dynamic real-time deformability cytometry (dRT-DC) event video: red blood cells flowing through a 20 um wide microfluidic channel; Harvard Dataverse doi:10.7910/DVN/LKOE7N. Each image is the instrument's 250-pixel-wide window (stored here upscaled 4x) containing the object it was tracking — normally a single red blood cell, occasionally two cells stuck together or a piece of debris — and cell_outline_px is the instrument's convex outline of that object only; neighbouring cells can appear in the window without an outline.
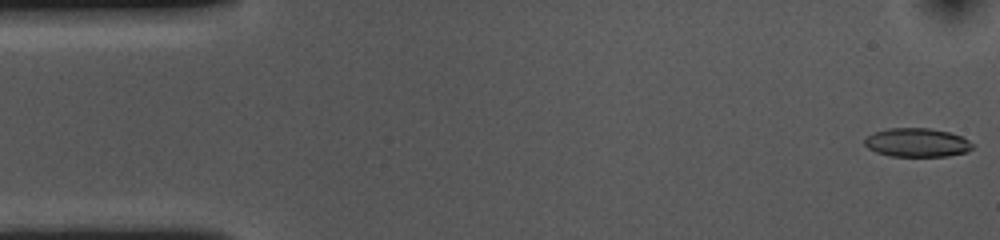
{"species": "common noctule bat (a hibernating species)", "species_latin": "Nyctalus noctula", "temperature_condition": "cold", "stored_images_in_passage": 54, "camera_frame_rate_fps": 3000, "um_per_image_px": 0.085, "animal": {"sex": "female", "body_mass_g": 10.0, "forearm_length_mm": 53.1}, "frame": {"image": 1, "passage_image": 1, "time_ms": 0.0, "image_size_px": [1000, 240], "cell_outline_px": [[972, 148], [968, 152], [948, 156], [888, 156], [876, 152], [868, 148], [864, 144], [864, 140], [868, 136], [876, 132], [888, 128], [928, 128], [948, 132], [960, 136], [968, 140], [972, 144]], "centroid_in_image_um": [77.94, 12.13], "position_along_channel_um": 7.1, "area_um2": 17.98}}
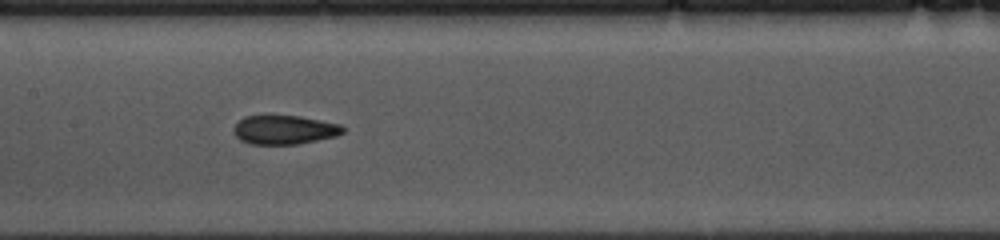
{"frame": {"image": 2, "passage_image": 25, "time_ms": 8.0, "image_size_px": [1000, 240], "cell_outline_px": [[344, 132], [336, 136], [296, 144], [248, 144], [240, 140], [236, 136], [236, 124], [244, 116], [300, 116], [340, 124], [344, 128]], "centroid_in_image_um": [24.19, 11.03], "position_along_channel_um": 183.2, "area_um2": 18.15}}
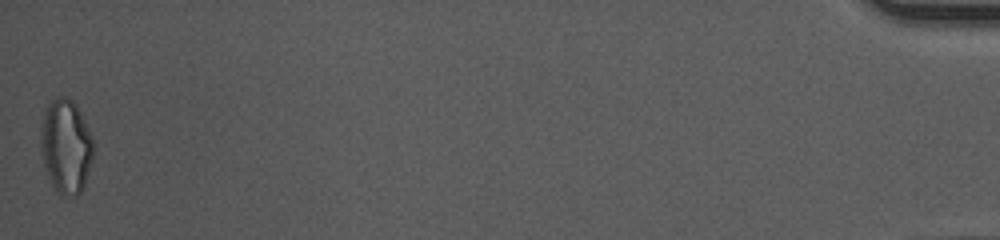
{"frame": {"image": 3, "passage_image": 54, "time_ms": 17.667, "image_size_px": [1000, 240], "cell_outline_px": [[92, 160], [84, 184], [80, 192], [72, 196], [64, 196], [56, 192], [52, 184], [44, 164], [40, 140], [44, 112], [48, 104], [56, 96], [68, 96], [76, 104], [80, 112], [92, 140]], "centroid_in_image_um": [5.59, 12.42], "position_along_channel_um": 429.6, "area_um2": 28.32}, "authors_computed_cell_mechanics": {"area_um2": 19.1318, "velocity_mm_per_s": 3.6034, "shape_relaxation_time_tau1_ms": 6.6245, "shape_relaxation_time_tau2_ms": 2.8541, "deformation_change_tau1": 0.145, "deformation_change_tau2": 0.085}}